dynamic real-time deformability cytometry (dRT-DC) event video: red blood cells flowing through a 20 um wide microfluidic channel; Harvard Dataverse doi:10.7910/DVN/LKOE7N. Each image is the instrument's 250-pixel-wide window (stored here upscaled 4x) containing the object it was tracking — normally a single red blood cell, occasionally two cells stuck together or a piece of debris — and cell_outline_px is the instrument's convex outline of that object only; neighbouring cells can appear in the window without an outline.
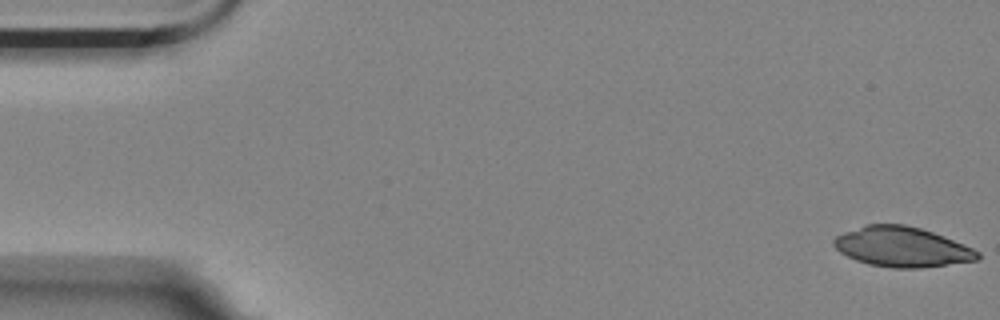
{"species": "Egyptian fruit bat (a non-hibernating species)", "species_latin": "Rousettus aegyptiacus", "temperature_condition": "room temperature", "stored_images_in_passage": 57, "segment_of_instrument_passage": [1, 2], "camera_frame_rate_fps": 3000, "um_per_image_px": 0.085, "animal": {"sex": "female"}, "frame": {"image": 1, "passage_image": 1, "time_ms": 0.0, "image_size_px": [1000, 320], "cell_outline_px": [[980, 260], [920, 268], [892, 268], [868, 264], [856, 260], [840, 252], [832, 244], [832, 240], [836, 236], [844, 232], [868, 224], [904, 224], [920, 228], [944, 236], [964, 244], [980, 252]], "centroid_in_image_um": [76.68, 20.99], "position_along_channel_um": 8.3, "area_um2": 33.52}}
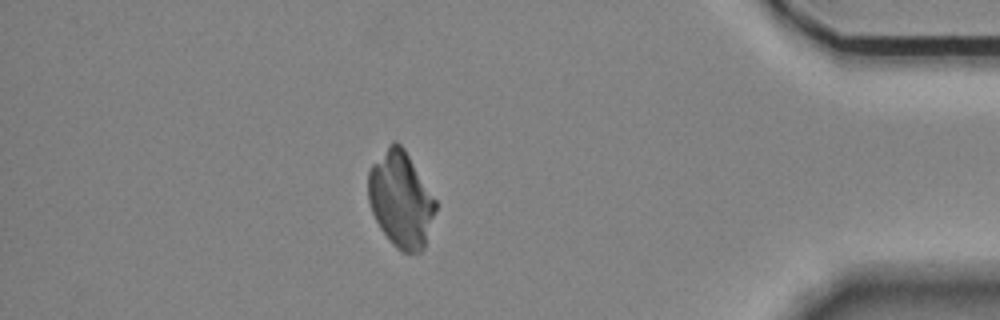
{"frame": {"image": 2, "passage_image": 49, "time_ms": 16.0, "image_size_px": [1000, 320], "cell_outline_px": [[436, 208], [424, 248], [420, 252], [404, 252], [396, 248], [392, 244], [380, 228], [372, 212], [368, 200], [368, 172], [372, 164], [388, 144], [392, 140], [396, 140], [404, 148], [436, 200]], "centroid_in_image_um": [34.05, 16.93], "position_along_channel_um": 401.2, "area_um2": 37.45}}